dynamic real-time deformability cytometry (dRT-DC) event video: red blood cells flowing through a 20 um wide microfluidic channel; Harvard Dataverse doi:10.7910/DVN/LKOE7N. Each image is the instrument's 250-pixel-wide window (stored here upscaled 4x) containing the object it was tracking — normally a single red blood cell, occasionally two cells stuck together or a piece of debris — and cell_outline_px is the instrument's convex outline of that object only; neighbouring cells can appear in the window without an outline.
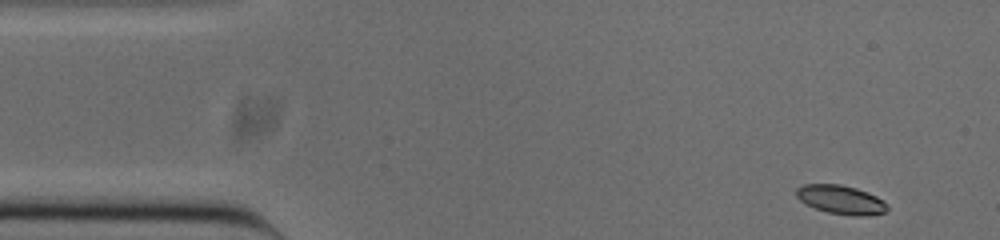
{"species": "common noctule bat (a hibernating species)", "species_latin": "Nyctalus noctula", "temperature_condition": "cold", "stored_images_in_passage": 50, "camera_frame_rate_fps": 3000, "um_per_image_px": 0.085, "animal": {"sex": "male", "body_mass_g": 20.0, "forearm_length_mm": 53.3}, "frame": {"image": 1, "passage_image": 1, "time_ms": 0.0, "image_size_px": [1000, 240], "cell_outline_px": [[888, 208], [884, 212], [868, 216], [852, 216], [828, 212], [816, 208], [800, 200], [796, 196], [796, 188], [804, 184], [840, 184], [856, 188], [876, 196], [884, 200], [888, 204]], "centroid_in_image_um": [71.5, 16.97], "position_along_channel_um": 13.5, "area_um2": 15.26}}
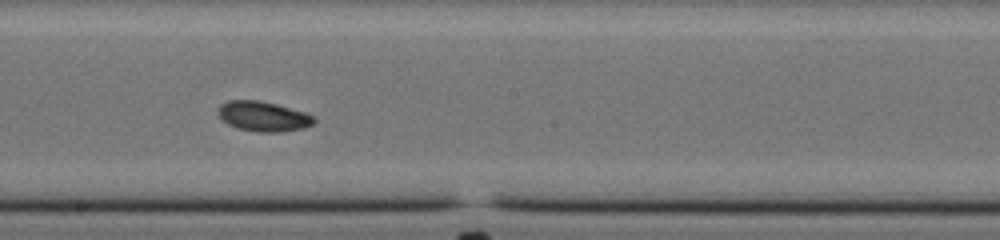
{"frame": {"image": 2, "passage_image": 25, "time_ms": 8.0, "image_size_px": [1000, 240], "cell_outline_px": [[316, 120], [312, 124], [304, 128], [280, 132], [256, 132], [240, 128], [228, 124], [220, 120], [216, 112], [220, 104], [228, 100], [260, 100], [276, 104], [304, 112], [316, 116]], "centroid_in_image_um": [22.35, 9.88], "position_along_channel_um": 225.9, "area_um2": 16.94}}
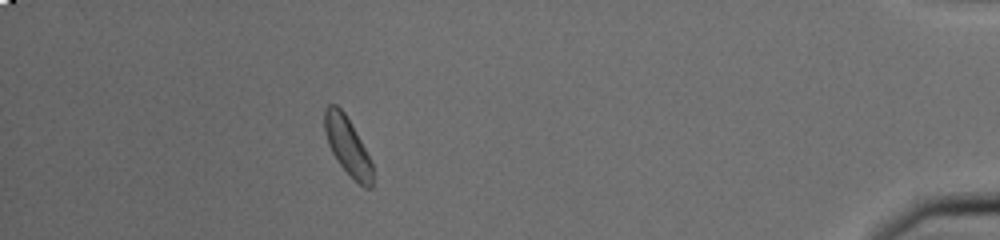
{"frame": {"image": 3, "passage_image": 44, "time_ms": 14.333, "image_size_px": [1000, 240], "cell_outline_px": [[372, 188], [364, 188], [340, 164], [332, 152], [328, 144], [324, 132], [324, 108], [328, 104], [336, 104], [344, 112], [356, 132], [372, 160]], "centroid_in_image_um": [29.53, 12.37], "position_along_channel_um": 405.7, "area_um2": 16.01}, "authors_computed_cell_mechanics": {"area_um2": 16.2418, "velocity_mm_per_s": 3.82, "shape_relaxation_time_tau1_ms": 3.5923, "shape_relaxation_time_tau2_ms": null, "deformation_change_tau1": 0.1147, "deformation_change_tau2": null}}